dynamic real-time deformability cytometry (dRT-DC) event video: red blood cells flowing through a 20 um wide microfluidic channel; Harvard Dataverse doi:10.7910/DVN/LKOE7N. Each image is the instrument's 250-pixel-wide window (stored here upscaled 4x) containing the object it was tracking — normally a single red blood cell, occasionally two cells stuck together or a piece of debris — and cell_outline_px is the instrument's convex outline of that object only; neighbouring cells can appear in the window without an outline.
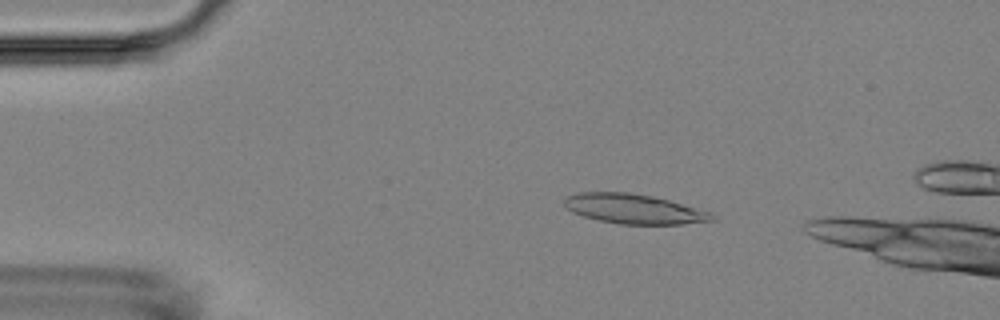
{"species": "Egyptian fruit bat (a non-hibernating species)", "species_latin": "Rousettus aegyptiacus", "temperature_condition": "room temperature", "stored_images_in_passage": 5, "camera_frame_rate_fps": 3000, "um_per_image_px": 0.085, "animal": {"sex": "female"}, "frame": {"image": 1, "passage_image": 3, "time_ms": 2.333, "image_size_px": [1000, 320], "cell_outline_px": [[716, 220], [680, 224], [620, 224], [600, 220], [584, 216], [572, 212], [564, 208], [564, 196], [576, 192], [628, 192], [652, 196], [668, 200], [712, 212]], "centroid_in_image_um": [53.84, 17.75], "position_along_channel_um": 31.2, "area_um2": 25.61}}